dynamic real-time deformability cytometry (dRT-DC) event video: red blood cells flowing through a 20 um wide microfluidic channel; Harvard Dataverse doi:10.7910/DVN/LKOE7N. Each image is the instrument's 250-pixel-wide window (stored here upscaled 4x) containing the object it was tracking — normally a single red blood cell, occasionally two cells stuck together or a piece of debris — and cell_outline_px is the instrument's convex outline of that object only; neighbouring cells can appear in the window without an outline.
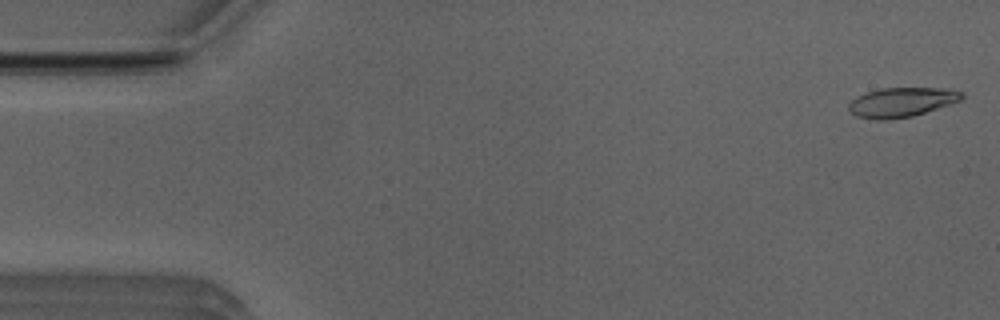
{"species": "Egyptian fruit bat (a non-hibernating species)", "species_latin": "Rousettus aegyptiacus", "temperature_condition": "room temperature", "stored_images_in_passage": 50, "camera_frame_rate_fps": 3000, "um_per_image_px": 0.085, "animal": {"sex": "male"}, "frame": {"image": 1, "passage_image": 1, "time_ms": 0.0, "image_size_px": [1000, 320], "cell_outline_px": [[964, 96], [960, 100], [912, 116], [888, 120], [876, 120], [856, 116], [848, 108], [848, 104], [856, 96], [880, 88], [948, 88], [964, 92]], "centroid_in_image_um": [76.62, 8.68], "position_along_channel_um": 8.4, "area_um2": 19.31}}
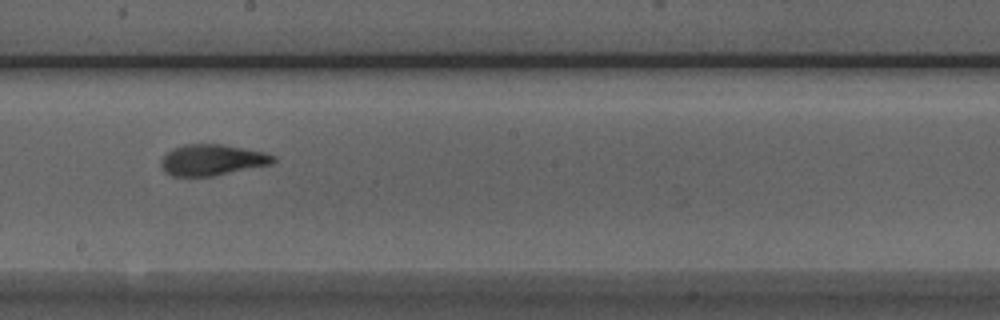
{"frame": {"image": 2, "passage_image": 28, "time_ms": 9.0, "image_size_px": [1000, 320], "cell_outline_px": [[276, 160], [272, 164], [212, 176], [172, 176], [164, 172], [160, 164], [160, 160], [172, 148], [184, 144], [220, 144], [264, 152], [276, 156]], "centroid_in_image_um": [18.01, 13.59], "position_along_channel_um": 230.2, "area_um2": 20.29}}
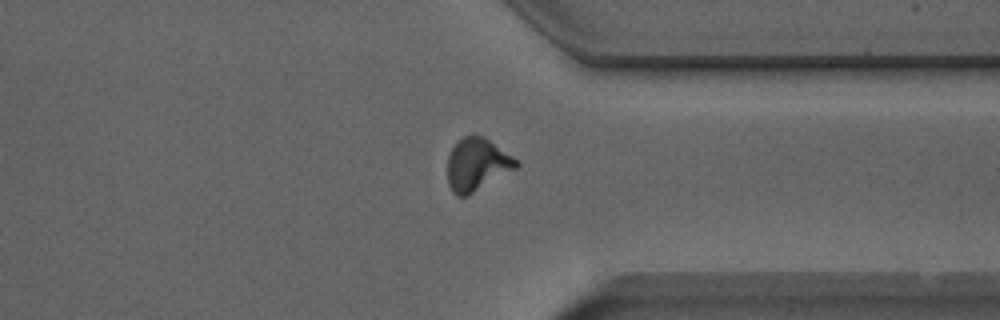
{"frame": {"image": 3, "passage_image": 39, "time_ms": 12.667, "image_size_px": [1000, 320], "cell_outline_px": [[520, 164], [516, 168], [468, 196], [456, 196], [452, 192], [448, 184], [448, 156], [452, 148], [464, 136], [484, 136], [520, 160]], "centroid_in_image_um": [40.57, 13.99], "position_along_channel_um": 370.8, "area_um2": 21.1}}